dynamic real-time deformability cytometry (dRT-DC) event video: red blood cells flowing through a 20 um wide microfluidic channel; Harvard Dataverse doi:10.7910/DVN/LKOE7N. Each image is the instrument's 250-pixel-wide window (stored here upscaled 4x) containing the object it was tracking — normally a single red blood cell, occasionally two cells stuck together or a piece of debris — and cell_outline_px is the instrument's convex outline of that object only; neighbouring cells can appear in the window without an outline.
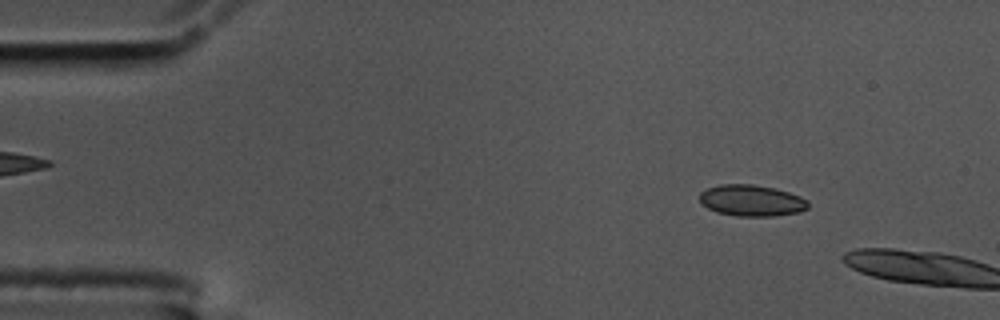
{"species": "common noctule bat (a hibernating species)", "species_latin": "Nyctalus noctula", "temperature_condition": "cold", "stored_images_in_passage": 9, "camera_frame_rate_fps": 3000, "um_per_image_px": 0.085, "animal": {"sex": "male", "body_mass_g": 17.5, "forearm_length_mm": 52.3}, "frame": {"image": 1, "passage_image": 7, "time_ms": 2.0, "image_size_px": [1000, 320], "cell_outline_px": [[808, 208], [800, 212], [772, 216], [736, 216], [716, 212], [708, 208], [700, 200], [700, 192], [708, 188], [720, 184], [752, 184], [776, 188], [800, 196], [808, 200]], "centroid_in_image_um": [63.9, 17.04], "position_along_channel_um": 21.1, "area_um2": 19.83}}